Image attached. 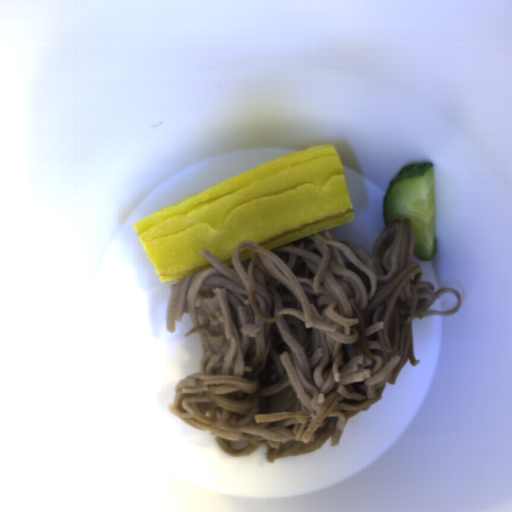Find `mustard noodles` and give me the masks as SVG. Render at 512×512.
Here are the masks:
<instances>
[{
  "instance_id": "mustard-noodles-1",
  "label": "mustard noodles",
  "mask_w": 512,
  "mask_h": 512,
  "mask_svg": "<svg viewBox=\"0 0 512 512\" xmlns=\"http://www.w3.org/2000/svg\"><path fill=\"white\" fill-rule=\"evenodd\" d=\"M252 258L239 260V248ZM407 217L390 219L369 251L327 229L268 250L239 242L231 265L206 247L212 267L171 284L166 332L188 313L203 355L175 385L172 414L209 431L229 457L264 445L265 460L297 457L341 440L348 421L382 399L414 357L413 320L452 316V288L435 291L413 262ZM452 310H427L443 292ZM244 439L235 450L230 440Z\"/></svg>"
}]
</instances>
